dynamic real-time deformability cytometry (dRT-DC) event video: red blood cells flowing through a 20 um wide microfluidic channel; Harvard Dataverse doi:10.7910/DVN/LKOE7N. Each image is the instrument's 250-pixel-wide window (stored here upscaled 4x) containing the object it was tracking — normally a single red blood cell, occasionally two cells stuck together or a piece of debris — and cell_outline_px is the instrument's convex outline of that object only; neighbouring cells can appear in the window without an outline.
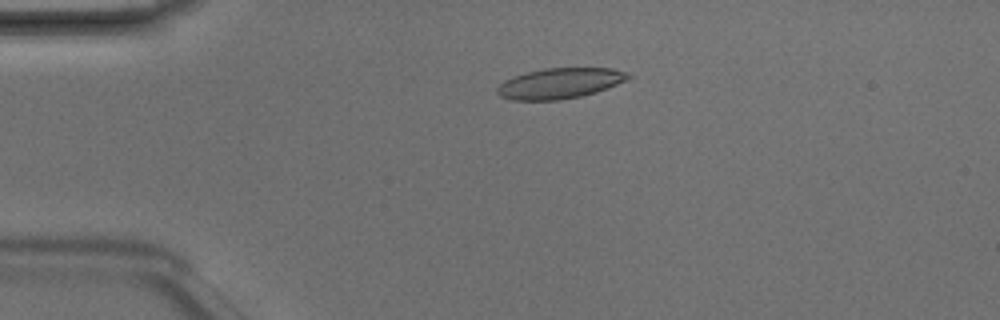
{"species": "Egyptian fruit bat (a non-hibernating species)", "species_latin": "Rousettus aegyptiacus", "temperature_condition": "room temperature", "stored_images_in_passage": 6, "camera_frame_rate_fps": 3000, "um_per_image_px": 0.085, "animal": {"sex": "male"}, "frame": {"image": 1, "passage_image": 6, "time_ms": 1.667, "image_size_px": [1000, 320], "cell_outline_px": [[632, 76], [628, 80], [596, 92], [580, 96], [560, 100], [512, 100], [500, 96], [496, 92], [496, 88], [504, 80], [528, 72], [544, 68], [612, 68], [628, 72]], "centroid_in_image_um": [47.6, 7.08], "position_along_channel_um": 37.4, "area_um2": 23.29}}